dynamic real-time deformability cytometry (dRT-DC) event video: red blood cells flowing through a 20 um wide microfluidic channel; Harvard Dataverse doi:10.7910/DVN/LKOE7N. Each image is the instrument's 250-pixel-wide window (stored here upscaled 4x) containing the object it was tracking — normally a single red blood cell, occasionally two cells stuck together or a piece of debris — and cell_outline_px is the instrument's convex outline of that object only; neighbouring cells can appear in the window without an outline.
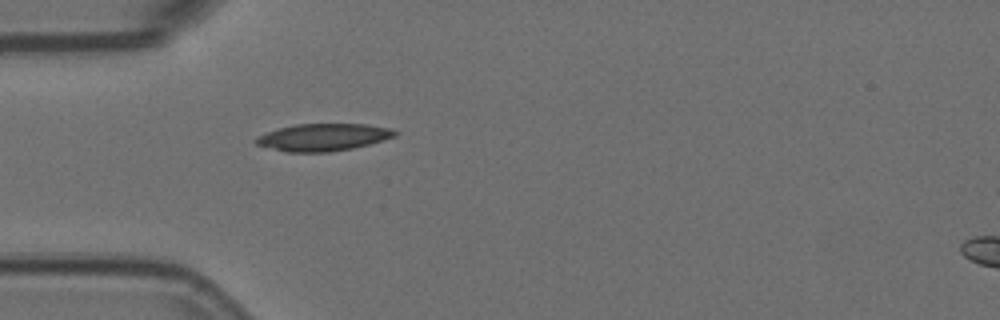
{"species": "Egyptian fruit bat (a non-hibernating species)", "species_latin": "Rousettus aegyptiacus", "temperature_condition": "room temperature", "stored_images_in_passage": 2, "segment_of_instrument_passage": [1, 2], "camera_frame_rate_fps": 3000, "um_per_image_px": 0.085, "animal": {"sex": "female"}, "frame": {"image": 1, "passage_image": 1, "time_ms": 0.0, "image_size_px": [1000, 320], "cell_outline_px": [[400, 132], [396, 136], [384, 140], [352, 148], [328, 152], [288, 152], [256, 144], [252, 140], [256, 136], [280, 128], [296, 124], [368, 124], [392, 128]], "centroid_in_image_um": [27.51, 11.66], "position_along_channel_um": 57.5, "area_um2": 22.08}}